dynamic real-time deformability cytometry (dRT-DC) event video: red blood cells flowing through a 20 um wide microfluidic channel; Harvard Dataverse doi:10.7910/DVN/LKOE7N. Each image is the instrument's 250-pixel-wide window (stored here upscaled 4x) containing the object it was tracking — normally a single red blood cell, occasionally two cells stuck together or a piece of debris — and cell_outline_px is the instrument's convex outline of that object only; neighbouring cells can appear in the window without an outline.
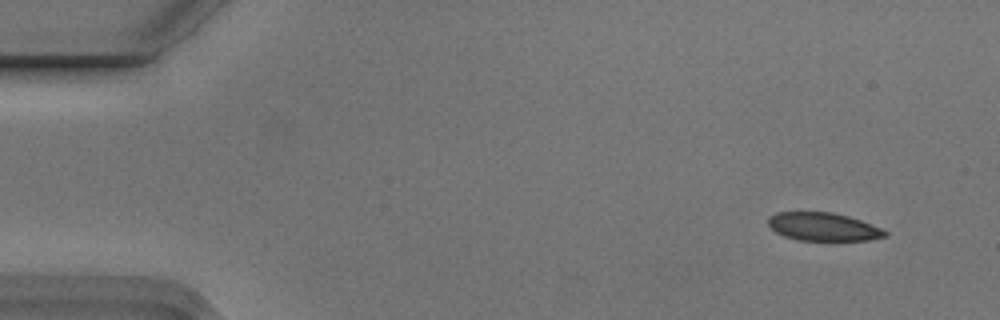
{"species": "Egyptian fruit bat (a non-hibernating species)", "species_latin": "Rousettus aegyptiacus", "temperature_condition": "cold", "stored_images_in_passage": 6, "camera_frame_rate_fps": 3000, "um_per_image_px": 0.085, "animal": {"sex": "male"}, "frame": {"image": 1, "passage_image": 1, "time_ms": 0.0, "image_size_px": [1000, 320], "cell_outline_px": [[888, 236], [868, 240], [836, 244], [796, 240], [784, 236], [776, 232], [768, 224], [768, 216], [776, 212], [832, 212], [848, 216], [860, 220], [880, 228], [888, 232]], "centroid_in_image_um": [70.0, 19.33], "position_along_channel_um": 15.0, "area_um2": 20.17}}